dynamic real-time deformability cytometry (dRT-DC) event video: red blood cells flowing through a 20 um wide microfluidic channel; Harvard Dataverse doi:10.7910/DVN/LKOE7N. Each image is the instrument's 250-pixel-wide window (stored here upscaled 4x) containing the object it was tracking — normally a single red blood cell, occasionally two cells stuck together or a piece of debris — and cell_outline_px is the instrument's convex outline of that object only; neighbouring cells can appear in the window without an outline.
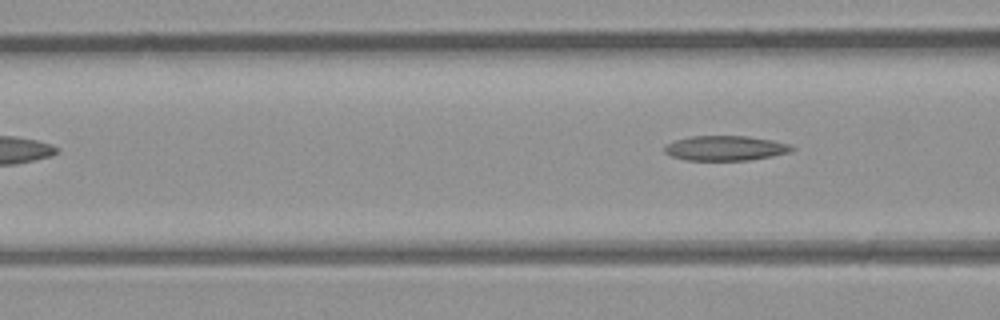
{"species": "common noctule bat (a hibernating species)", "species_latin": "Nyctalus noctula", "temperature_condition": "room temperature", "stored_images_in_passage": 5, "camera_frame_rate_fps": 3000, "um_per_image_px": 0.085, "animal": {"sex": "male", "body_mass_g": 23.1, "forearm_length_mm": 52.7}, "frame": {"image": 1, "passage_image": 5, "time_ms": 1.333, "image_size_px": [1000, 320], "cell_outline_px": [[796, 148], [792, 152], [752, 160], [684, 160], [672, 156], [664, 152], [664, 148], [668, 144], [676, 140], [692, 136], [748, 136], [772, 140], [792, 144]], "centroid_in_image_um": [61.73, 12.59], "position_along_channel_um": 104.9, "area_um2": 18.55}}